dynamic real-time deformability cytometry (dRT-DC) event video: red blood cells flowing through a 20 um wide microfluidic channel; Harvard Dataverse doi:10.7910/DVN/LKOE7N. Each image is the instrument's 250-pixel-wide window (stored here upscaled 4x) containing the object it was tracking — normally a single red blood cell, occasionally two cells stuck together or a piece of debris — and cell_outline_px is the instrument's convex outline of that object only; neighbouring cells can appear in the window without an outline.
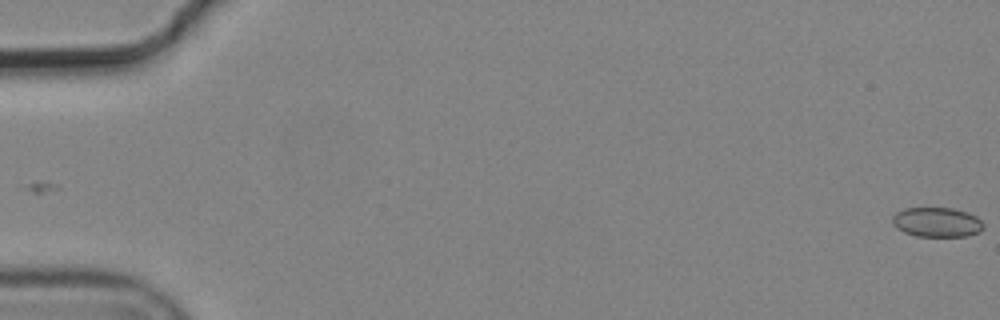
{"species": "common noctule bat (a hibernating species)", "species_latin": "Nyctalus noctula", "temperature_condition": "cold", "stored_images_in_passage": 2, "camera_frame_rate_fps": 3000, "um_per_image_px": 0.085, "animal": {"sex": "male", "body_mass_g": 19.2, "forearm_length_mm": 51.8}, "frame": {"image": 1, "passage_image": 2, "time_ms": 0.333, "image_size_px": [1000, 320], "cell_outline_px": [[984, 228], [980, 232], [968, 236], [916, 236], [904, 232], [896, 228], [892, 224], [892, 216], [896, 212], [904, 208], [952, 208], [968, 212], [976, 216], [984, 224]], "centroid_in_image_um": [79.63, 18.89], "position_along_channel_um": 5.4, "area_um2": 15.9}}